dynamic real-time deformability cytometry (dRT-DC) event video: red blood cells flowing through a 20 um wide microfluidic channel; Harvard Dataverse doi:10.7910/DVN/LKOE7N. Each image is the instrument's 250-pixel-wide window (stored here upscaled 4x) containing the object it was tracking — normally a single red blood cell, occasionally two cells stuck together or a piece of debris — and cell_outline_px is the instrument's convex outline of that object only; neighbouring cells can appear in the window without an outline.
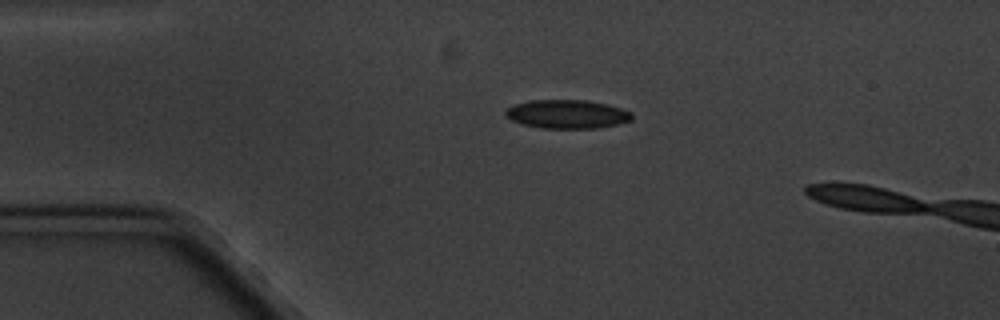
{"species": "common noctule bat (a hibernating species)", "species_latin": "Nyctalus noctula", "temperature_condition": "cold", "stored_images_in_passage": 3, "camera_frame_rate_fps": 3000, "um_per_image_px": 0.085, "animal": {"sex": "male", "body_mass_g": 20.1, "forearm_length_mm": 53.5}, "frame": {"image": 1, "passage_image": 1, "time_ms": 0.0, "image_size_px": [1000, 320], "cell_outline_px": [[632, 120], [616, 124], [596, 128], [540, 128], [520, 124], [512, 120], [504, 112], [508, 108], [516, 104], [532, 100], [588, 100], [620, 108], [632, 112]], "centroid_in_image_um": [48.2, 9.7], "position_along_channel_um": 36.8, "area_um2": 20.92}}